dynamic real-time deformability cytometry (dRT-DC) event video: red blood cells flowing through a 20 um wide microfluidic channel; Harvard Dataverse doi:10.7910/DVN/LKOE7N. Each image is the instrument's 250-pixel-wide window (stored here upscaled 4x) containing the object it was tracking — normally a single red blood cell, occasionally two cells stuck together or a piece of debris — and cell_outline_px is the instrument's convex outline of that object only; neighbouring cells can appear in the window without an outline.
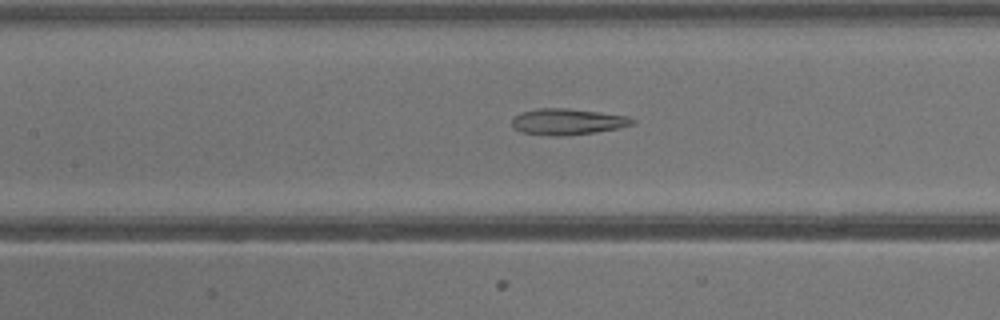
{"species": "common noctule bat (a hibernating species)", "species_latin": "Nyctalus noctula", "temperature_condition": "warm", "stored_images_in_passage": 9, "camera_frame_rate_fps": 3000, "um_per_image_px": 0.085, "animal": {"sex": "male", "body_mass_g": 13.3}, "frame": {"image": 1, "passage_image": 7, "time_ms": 2.0, "image_size_px": [1000, 320], "cell_outline_px": [[636, 124], [620, 128], [596, 132], [520, 132], [512, 128], [512, 116], [520, 112], [536, 108], [568, 108], [628, 116], [636, 120]], "centroid_in_image_um": [48.28, 10.27], "position_along_channel_um": 159.1, "area_um2": 17.46}}